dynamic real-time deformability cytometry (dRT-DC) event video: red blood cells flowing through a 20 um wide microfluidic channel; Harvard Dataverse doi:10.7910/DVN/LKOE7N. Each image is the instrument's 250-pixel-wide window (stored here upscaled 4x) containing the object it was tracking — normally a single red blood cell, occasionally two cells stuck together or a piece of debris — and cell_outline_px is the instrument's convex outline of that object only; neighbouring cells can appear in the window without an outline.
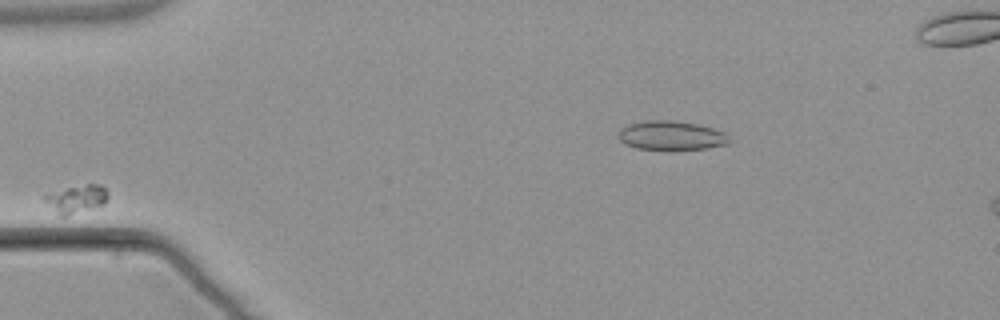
{"species": "common noctule bat (a hibernating species)", "species_latin": "Nyctalus noctula", "temperature_condition": "warm", "stored_images_in_passage": 7, "camera_frame_rate_fps": 3000, "um_per_image_px": 0.085, "animal": {"sex": "male", "body_mass_g": 21.5, "forearm_length_mm": 52.0}, "frame": {"image": 1, "passage_image": 3, "time_ms": 2.667, "image_size_px": [1000, 320], "cell_outline_px": [[108, 200], [104, 204], [68, 216], [60, 216], [44, 200], [44, 196], [48, 192], [88, 184], [100, 184], [108, 192]], "centroid_in_image_um": [6.51, 16.91], "position_along_channel_um": 78.5, "area_um2": 10.23}}